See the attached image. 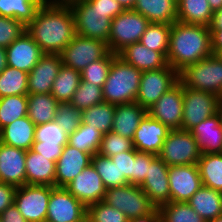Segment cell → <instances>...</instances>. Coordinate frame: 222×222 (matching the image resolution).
<instances>
[{
    "instance_id": "obj_1",
    "label": "cell",
    "mask_w": 222,
    "mask_h": 222,
    "mask_svg": "<svg viewBox=\"0 0 222 222\" xmlns=\"http://www.w3.org/2000/svg\"><path fill=\"white\" fill-rule=\"evenodd\" d=\"M26 32L44 53L60 54L75 35L74 17L65 1H45Z\"/></svg>"
},
{
    "instance_id": "obj_2",
    "label": "cell",
    "mask_w": 222,
    "mask_h": 222,
    "mask_svg": "<svg viewBox=\"0 0 222 222\" xmlns=\"http://www.w3.org/2000/svg\"><path fill=\"white\" fill-rule=\"evenodd\" d=\"M211 31L204 25L176 21L171 26L168 65L181 72L188 65L212 56Z\"/></svg>"
},
{
    "instance_id": "obj_3",
    "label": "cell",
    "mask_w": 222,
    "mask_h": 222,
    "mask_svg": "<svg viewBox=\"0 0 222 222\" xmlns=\"http://www.w3.org/2000/svg\"><path fill=\"white\" fill-rule=\"evenodd\" d=\"M142 71L116 56L102 87L104 102L121 105L136 101Z\"/></svg>"
},
{
    "instance_id": "obj_4",
    "label": "cell",
    "mask_w": 222,
    "mask_h": 222,
    "mask_svg": "<svg viewBox=\"0 0 222 222\" xmlns=\"http://www.w3.org/2000/svg\"><path fill=\"white\" fill-rule=\"evenodd\" d=\"M65 2L74 17L75 34L99 39L108 44L112 20L107 17V13L92 7L88 0H65Z\"/></svg>"
},
{
    "instance_id": "obj_5",
    "label": "cell",
    "mask_w": 222,
    "mask_h": 222,
    "mask_svg": "<svg viewBox=\"0 0 222 222\" xmlns=\"http://www.w3.org/2000/svg\"><path fill=\"white\" fill-rule=\"evenodd\" d=\"M179 81L193 90L222 95V61L215 55L188 65L179 72Z\"/></svg>"
},
{
    "instance_id": "obj_6",
    "label": "cell",
    "mask_w": 222,
    "mask_h": 222,
    "mask_svg": "<svg viewBox=\"0 0 222 222\" xmlns=\"http://www.w3.org/2000/svg\"><path fill=\"white\" fill-rule=\"evenodd\" d=\"M150 21L132 9H125L111 21L108 48L118 54L126 46L140 41Z\"/></svg>"
},
{
    "instance_id": "obj_7",
    "label": "cell",
    "mask_w": 222,
    "mask_h": 222,
    "mask_svg": "<svg viewBox=\"0 0 222 222\" xmlns=\"http://www.w3.org/2000/svg\"><path fill=\"white\" fill-rule=\"evenodd\" d=\"M202 153L197 140L187 130H170L158 156L168 165L197 164Z\"/></svg>"
},
{
    "instance_id": "obj_8",
    "label": "cell",
    "mask_w": 222,
    "mask_h": 222,
    "mask_svg": "<svg viewBox=\"0 0 222 222\" xmlns=\"http://www.w3.org/2000/svg\"><path fill=\"white\" fill-rule=\"evenodd\" d=\"M103 202L122 211L129 219L152 213L157 207L138 185L106 189Z\"/></svg>"
},
{
    "instance_id": "obj_9",
    "label": "cell",
    "mask_w": 222,
    "mask_h": 222,
    "mask_svg": "<svg viewBox=\"0 0 222 222\" xmlns=\"http://www.w3.org/2000/svg\"><path fill=\"white\" fill-rule=\"evenodd\" d=\"M109 53L110 50L106 42L75 34L60 56L65 66L82 72L91 62L102 59Z\"/></svg>"
},
{
    "instance_id": "obj_10",
    "label": "cell",
    "mask_w": 222,
    "mask_h": 222,
    "mask_svg": "<svg viewBox=\"0 0 222 222\" xmlns=\"http://www.w3.org/2000/svg\"><path fill=\"white\" fill-rule=\"evenodd\" d=\"M220 97L206 92L193 90L183 85V118L181 130L190 131L201 121L217 114Z\"/></svg>"
},
{
    "instance_id": "obj_11",
    "label": "cell",
    "mask_w": 222,
    "mask_h": 222,
    "mask_svg": "<svg viewBox=\"0 0 222 222\" xmlns=\"http://www.w3.org/2000/svg\"><path fill=\"white\" fill-rule=\"evenodd\" d=\"M54 186L29 185L17 187L14 204L27 222H42L47 217V207Z\"/></svg>"
},
{
    "instance_id": "obj_12",
    "label": "cell",
    "mask_w": 222,
    "mask_h": 222,
    "mask_svg": "<svg viewBox=\"0 0 222 222\" xmlns=\"http://www.w3.org/2000/svg\"><path fill=\"white\" fill-rule=\"evenodd\" d=\"M179 81V73L169 65L159 70L142 71L136 102L146 110Z\"/></svg>"
},
{
    "instance_id": "obj_13",
    "label": "cell",
    "mask_w": 222,
    "mask_h": 222,
    "mask_svg": "<svg viewBox=\"0 0 222 222\" xmlns=\"http://www.w3.org/2000/svg\"><path fill=\"white\" fill-rule=\"evenodd\" d=\"M87 207L65 187L51 190L46 220L49 222H86Z\"/></svg>"
},
{
    "instance_id": "obj_14",
    "label": "cell",
    "mask_w": 222,
    "mask_h": 222,
    "mask_svg": "<svg viewBox=\"0 0 222 222\" xmlns=\"http://www.w3.org/2000/svg\"><path fill=\"white\" fill-rule=\"evenodd\" d=\"M147 114L170 130L181 129L183 118V84L178 81L158 101L147 109Z\"/></svg>"
},
{
    "instance_id": "obj_15",
    "label": "cell",
    "mask_w": 222,
    "mask_h": 222,
    "mask_svg": "<svg viewBox=\"0 0 222 222\" xmlns=\"http://www.w3.org/2000/svg\"><path fill=\"white\" fill-rule=\"evenodd\" d=\"M170 201L187 202L202 186L197 164L169 166Z\"/></svg>"
},
{
    "instance_id": "obj_16",
    "label": "cell",
    "mask_w": 222,
    "mask_h": 222,
    "mask_svg": "<svg viewBox=\"0 0 222 222\" xmlns=\"http://www.w3.org/2000/svg\"><path fill=\"white\" fill-rule=\"evenodd\" d=\"M65 188L86 207L103 201L106 187L92 163L83 169Z\"/></svg>"
},
{
    "instance_id": "obj_17",
    "label": "cell",
    "mask_w": 222,
    "mask_h": 222,
    "mask_svg": "<svg viewBox=\"0 0 222 222\" xmlns=\"http://www.w3.org/2000/svg\"><path fill=\"white\" fill-rule=\"evenodd\" d=\"M168 169L169 166L157 155L148 165L146 179L140 185L157 208L170 202Z\"/></svg>"
},
{
    "instance_id": "obj_18",
    "label": "cell",
    "mask_w": 222,
    "mask_h": 222,
    "mask_svg": "<svg viewBox=\"0 0 222 222\" xmlns=\"http://www.w3.org/2000/svg\"><path fill=\"white\" fill-rule=\"evenodd\" d=\"M6 49L7 65L29 73L45 54L25 31Z\"/></svg>"
},
{
    "instance_id": "obj_19",
    "label": "cell",
    "mask_w": 222,
    "mask_h": 222,
    "mask_svg": "<svg viewBox=\"0 0 222 222\" xmlns=\"http://www.w3.org/2000/svg\"><path fill=\"white\" fill-rule=\"evenodd\" d=\"M62 63L60 54L45 53L28 73V94L51 93Z\"/></svg>"
},
{
    "instance_id": "obj_20",
    "label": "cell",
    "mask_w": 222,
    "mask_h": 222,
    "mask_svg": "<svg viewBox=\"0 0 222 222\" xmlns=\"http://www.w3.org/2000/svg\"><path fill=\"white\" fill-rule=\"evenodd\" d=\"M93 154L66 144L56 161L55 187H65L92 163Z\"/></svg>"
},
{
    "instance_id": "obj_21",
    "label": "cell",
    "mask_w": 222,
    "mask_h": 222,
    "mask_svg": "<svg viewBox=\"0 0 222 222\" xmlns=\"http://www.w3.org/2000/svg\"><path fill=\"white\" fill-rule=\"evenodd\" d=\"M169 131L164 124L146 114L132 139L134 148L138 152L158 155Z\"/></svg>"
},
{
    "instance_id": "obj_22",
    "label": "cell",
    "mask_w": 222,
    "mask_h": 222,
    "mask_svg": "<svg viewBox=\"0 0 222 222\" xmlns=\"http://www.w3.org/2000/svg\"><path fill=\"white\" fill-rule=\"evenodd\" d=\"M26 151L0 142V182L16 187L26 184Z\"/></svg>"
},
{
    "instance_id": "obj_23",
    "label": "cell",
    "mask_w": 222,
    "mask_h": 222,
    "mask_svg": "<svg viewBox=\"0 0 222 222\" xmlns=\"http://www.w3.org/2000/svg\"><path fill=\"white\" fill-rule=\"evenodd\" d=\"M117 56L141 71L159 70L168 65L161 52L149 50L140 42L126 46Z\"/></svg>"
},
{
    "instance_id": "obj_24",
    "label": "cell",
    "mask_w": 222,
    "mask_h": 222,
    "mask_svg": "<svg viewBox=\"0 0 222 222\" xmlns=\"http://www.w3.org/2000/svg\"><path fill=\"white\" fill-rule=\"evenodd\" d=\"M190 132L202 154L222 153V126L218 114L201 121Z\"/></svg>"
},
{
    "instance_id": "obj_25",
    "label": "cell",
    "mask_w": 222,
    "mask_h": 222,
    "mask_svg": "<svg viewBox=\"0 0 222 222\" xmlns=\"http://www.w3.org/2000/svg\"><path fill=\"white\" fill-rule=\"evenodd\" d=\"M26 184L55 187L56 162L34 151H26Z\"/></svg>"
},
{
    "instance_id": "obj_26",
    "label": "cell",
    "mask_w": 222,
    "mask_h": 222,
    "mask_svg": "<svg viewBox=\"0 0 222 222\" xmlns=\"http://www.w3.org/2000/svg\"><path fill=\"white\" fill-rule=\"evenodd\" d=\"M35 124L28 116L14 120L0 130V142L22 150H30L35 142Z\"/></svg>"
},
{
    "instance_id": "obj_27",
    "label": "cell",
    "mask_w": 222,
    "mask_h": 222,
    "mask_svg": "<svg viewBox=\"0 0 222 222\" xmlns=\"http://www.w3.org/2000/svg\"><path fill=\"white\" fill-rule=\"evenodd\" d=\"M147 114V110L136 101L115 105L112 132L133 139L140 121Z\"/></svg>"
},
{
    "instance_id": "obj_28",
    "label": "cell",
    "mask_w": 222,
    "mask_h": 222,
    "mask_svg": "<svg viewBox=\"0 0 222 222\" xmlns=\"http://www.w3.org/2000/svg\"><path fill=\"white\" fill-rule=\"evenodd\" d=\"M150 23L172 25L177 21V0H136L133 9Z\"/></svg>"
},
{
    "instance_id": "obj_29",
    "label": "cell",
    "mask_w": 222,
    "mask_h": 222,
    "mask_svg": "<svg viewBox=\"0 0 222 222\" xmlns=\"http://www.w3.org/2000/svg\"><path fill=\"white\" fill-rule=\"evenodd\" d=\"M187 203L206 222L222 215V192L202 185L187 201Z\"/></svg>"
},
{
    "instance_id": "obj_30",
    "label": "cell",
    "mask_w": 222,
    "mask_h": 222,
    "mask_svg": "<svg viewBox=\"0 0 222 222\" xmlns=\"http://www.w3.org/2000/svg\"><path fill=\"white\" fill-rule=\"evenodd\" d=\"M213 11L208 0H177V21L209 27Z\"/></svg>"
},
{
    "instance_id": "obj_31",
    "label": "cell",
    "mask_w": 222,
    "mask_h": 222,
    "mask_svg": "<svg viewBox=\"0 0 222 222\" xmlns=\"http://www.w3.org/2000/svg\"><path fill=\"white\" fill-rule=\"evenodd\" d=\"M28 118L35 124L54 121L59 102L48 94H28Z\"/></svg>"
},
{
    "instance_id": "obj_32",
    "label": "cell",
    "mask_w": 222,
    "mask_h": 222,
    "mask_svg": "<svg viewBox=\"0 0 222 222\" xmlns=\"http://www.w3.org/2000/svg\"><path fill=\"white\" fill-rule=\"evenodd\" d=\"M80 81L81 72L63 64L53 82L51 94L59 103L71 102Z\"/></svg>"
},
{
    "instance_id": "obj_33",
    "label": "cell",
    "mask_w": 222,
    "mask_h": 222,
    "mask_svg": "<svg viewBox=\"0 0 222 222\" xmlns=\"http://www.w3.org/2000/svg\"><path fill=\"white\" fill-rule=\"evenodd\" d=\"M197 165L202 185L222 192V153H203Z\"/></svg>"
},
{
    "instance_id": "obj_34",
    "label": "cell",
    "mask_w": 222,
    "mask_h": 222,
    "mask_svg": "<svg viewBox=\"0 0 222 222\" xmlns=\"http://www.w3.org/2000/svg\"><path fill=\"white\" fill-rule=\"evenodd\" d=\"M46 0H0V16L14 18L25 26L31 22L38 8Z\"/></svg>"
},
{
    "instance_id": "obj_35",
    "label": "cell",
    "mask_w": 222,
    "mask_h": 222,
    "mask_svg": "<svg viewBox=\"0 0 222 222\" xmlns=\"http://www.w3.org/2000/svg\"><path fill=\"white\" fill-rule=\"evenodd\" d=\"M114 113L115 105L102 102L81 111L82 123L105 134L112 131Z\"/></svg>"
},
{
    "instance_id": "obj_36",
    "label": "cell",
    "mask_w": 222,
    "mask_h": 222,
    "mask_svg": "<svg viewBox=\"0 0 222 222\" xmlns=\"http://www.w3.org/2000/svg\"><path fill=\"white\" fill-rule=\"evenodd\" d=\"M102 137L103 133L97 128L81 123L73 133L69 134L68 144L94 155L99 152Z\"/></svg>"
},
{
    "instance_id": "obj_37",
    "label": "cell",
    "mask_w": 222,
    "mask_h": 222,
    "mask_svg": "<svg viewBox=\"0 0 222 222\" xmlns=\"http://www.w3.org/2000/svg\"><path fill=\"white\" fill-rule=\"evenodd\" d=\"M13 95H28V73L7 66L0 73V98Z\"/></svg>"
},
{
    "instance_id": "obj_38",
    "label": "cell",
    "mask_w": 222,
    "mask_h": 222,
    "mask_svg": "<svg viewBox=\"0 0 222 222\" xmlns=\"http://www.w3.org/2000/svg\"><path fill=\"white\" fill-rule=\"evenodd\" d=\"M171 26L170 24L150 23L139 42L149 50L161 52L166 57L169 49Z\"/></svg>"
},
{
    "instance_id": "obj_39",
    "label": "cell",
    "mask_w": 222,
    "mask_h": 222,
    "mask_svg": "<svg viewBox=\"0 0 222 222\" xmlns=\"http://www.w3.org/2000/svg\"><path fill=\"white\" fill-rule=\"evenodd\" d=\"M92 165L100 175L106 189L129 184L125 176H120V171L117 165L112 161L111 157L102 156L99 153H96L92 157Z\"/></svg>"
},
{
    "instance_id": "obj_40",
    "label": "cell",
    "mask_w": 222,
    "mask_h": 222,
    "mask_svg": "<svg viewBox=\"0 0 222 222\" xmlns=\"http://www.w3.org/2000/svg\"><path fill=\"white\" fill-rule=\"evenodd\" d=\"M27 95H13L0 98V130L14 120L27 116Z\"/></svg>"
},
{
    "instance_id": "obj_41",
    "label": "cell",
    "mask_w": 222,
    "mask_h": 222,
    "mask_svg": "<svg viewBox=\"0 0 222 222\" xmlns=\"http://www.w3.org/2000/svg\"><path fill=\"white\" fill-rule=\"evenodd\" d=\"M161 222H206L187 202H169L158 208Z\"/></svg>"
},
{
    "instance_id": "obj_42",
    "label": "cell",
    "mask_w": 222,
    "mask_h": 222,
    "mask_svg": "<svg viewBox=\"0 0 222 222\" xmlns=\"http://www.w3.org/2000/svg\"><path fill=\"white\" fill-rule=\"evenodd\" d=\"M102 102H104L102 87L81 80L70 103L82 111Z\"/></svg>"
},
{
    "instance_id": "obj_43",
    "label": "cell",
    "mask_w": 222,
    "mask_h": 222,
    "mask_svg": "<svg viewBox=\"0 0 222 222\" xmlns=\"http://www.w3.org/2000/svg\"><path fill=\"white\" fill-rule=\"evenodd\" d=\"M117 56L110 52L106 57L91 62L81 72V80L91 83L93 86L103 87L113 59Z\"/></svg>"
},
{
    "instance_id": "obj_44",
    "label": "cell",
    "mask_w": 222,
    "mask_h": 222,
    "mask_svg": "<svg viewBox=\"0 0 222 222\" xmlns=\"http://www.w3.org/2000/svg\"><path fill=\"white\" fill-rule=\"evenodd\" d=\"M86 222H129V218L122 211L100 201L87 207Z\"/></svg>"
},
{
    "instance_id": "obj_45",
    "label": "cell",
    "mask_w": 222,
    "mask_h": 222,
    "mask_svg": "<svg viewBox=\"0 0 222 222\" xmlns=\"http://www.w3.org/2000/svg\"><path fill=\"white\" fill-rule=\"evenodd\" d=\"M69 135L55 121L35 126V141L43 144L63 145L68 143Z\"/></svg>"
},
{
    "instance_id": "obj_46",
    "label": "cell",
    "mask_w": 222,
    "mask_h": 222,
    "mask_svg": "<svg viewBox=\"0 0 222 222\" xmlns=\"http://www.w3.org/2000/svg\"><path fill=\"white\" fill-rule=\"evenodd\" d=\"M133 140L119 134L108 132L103 134L99 154L106 157H112L120 152L133 150Z\"/></svg>"
},
{
    "instance_id": "obj_47",
    "label": "cell",
    "mask_w": 222,
    "mask_h": 222,
    "mask_svg": "<svg viewBox=\"0 0 222 222\" xmlns=\"http://www.w3.org/2000/svg\"><path fill=\"white\" fill-rule=\"evenodd\" d=\"M54 121L69 135L82 123L81 111L70 102L59 103Z\"/></svg>"
},
{
    "instance_id": "obj_48",
    "label": "cell",
    "mask_w": 222,
    "mask_h": 222,
    "mask_svg": "<svg viewBox=\"0 0 222 222\" xmlns=\"http://www.w3.org/2000/svg\"><path fill=\"white\" fill-rule=\"evenodd\" d=\"M26 31V26L14 18L0 16V46L7 48Z\"/></svg>"
},
{
    "instance_id": "obj_49",
    "label": "cell",
    "mask_w": 222,
    "mask_h": 222,
    "mask_svg": "<svg viewBox=\"0 0 222 222\" xmlns=\"http://www.w3.org/2000/svg\"><path fill=\"white\" fill-rule=\"evenodd\" d=\"M138 151L136 149L120 152L111 157L117 165L120 176H125L129 184L134 185V158Z\"/></svg>"
},
{
    "instance_id": "obj_50",
    "label": "cell",
    "mask_w": 222,
    "mask_h": 222,
    "mask_svg": "<svg viewBox=\"0 0 222 222\" xmlns=\"http://www.w3.org/2000/svg\"><path fill=\"white\" fill-rule=\"evenodd\" d=\"M157 155L152 153L137 152L134 158V185L140 186L146 179L148 165Z\"/></svg>"
},
{
    "instance_id": "obj_51",
    "label": "cell",
    "mask_w": 222,
    "mask_h": 222,
    "mask_svg": "<svg viewBox=\"0 0 222 222\" xmlns=\"http://www.w3.org/2000/svg\"><path fill=\"white\" fill-rule=\"evenodd\" d=\"M63 145L43 144L41 141H35L32 144L31 150L43 155L47 159L56 162L62 154Z\"/></svg>"
},
{
    "instance_id": "obj_52",
    "label": "cell",
    "mask_w": 222,
    "mask_h": 222,
    "mask_svg": "<svg viewBox=\"0 0 222 222\" xmlns=\"http://www.w3.org/2000/svg\"><path fill=\"white\" fill-rule=\"evenodd\" d=\"M92 7L101 9L107 13V17L111 20L118 14L122 13L125 9L116 0H88Z\"/></svg>"
},
{
    "instance_id": "obj_53",
    "label": "cell",
    "mask_w": 222,
    "mask_h": 222,
    "mask_svg": "<svg viewBox=\"0 0 222 222\" xmlns=\"http://www.w3.org/2000/svg\"><path fill=\"white\" fill-rule=\"evenodd\" d=\"M16 189L14 185L0 182V215L14 203Z\"/></svg>"
},
{
    "instance_id": "obj_54",
    "label": "cell",
    "mask_w": 222,
    "mask_h": 222,
    "mask_svg": "<svg viewBox=\"0 0 222 222\" xmlns=\"http://www.w3.org/2000/svg\"><path fill=\"white\" fill-rule=\"evenodd\" d=\"M0 219L2 222H27L14 203L2 212Z\"/></svg>"
},
{
    "instance_id": "obj_55",
    "label": "cell",
    "mask_w": 222,
    "mask_h": 222,
    "mask_svg": "<svg viewBox=\"0 0 222 222\" xmlns=\"http://www.w3.org/2000/svg\"><path fill=\"white\" fill-rule=\"evenodd\" d=\"M211 49L213 55L222 50V30L211 31Z\"/></svg>"
},
{
    "instance_id": "obj_56",
    "label": "cell",
    "mask_w": 222,
    "mask_h": 222,
    "mask_svg": "<svg viewBox=\"0 0 222 222\" xmlns=\"http://www.w3.org/2000/svg\"><path fill=\"white\" fill-rule=\"evenodd\" d=\"M129 222H161L160 212L158 208H156L150 214L129 219Z\"/></svg>"
},
{
    "instance_id": "obj_57",
    "label": "cell",
    "mask_w": 222,
    "mask_h": 222,
    "mask_svg": "<svg viewBox=\"0 0 222 222\" xmlns=\"http://www.w3.org/2000/svg\"><path fill=\"white\" fill-rule=\"evenodd\" d=\"M209 29L210 31L222 30V8L213 12Z\"/></svg>"
},
{
    "instance_id": "obj_58",
    "label": "cell",
    "mask_w": 222,
    "mask_h": 222,
    "mask_svg": "<svg viewBox=\"0 0 222 222\" xmlns=\"http://www.w3.org/2000/svg\"><path fill=\"white\" fill-rule=\"evenodd\" d=\"M6 49L0 46V73L7 67Z\"/></svg>"
},
{
    "instance_id": "obj_59",
    "label": "cell",
    "mask_w": 222,
    "mask_h": 222,
    "mask_svg": "<svg viewBox=\"0 0 222 222\" xmlns=\"http://www.w3.org/2000/svg\"><path fill=\"white\" fill-rule=\"evenodd\" d=\"M208 2L213 12L222 8V0H208Z\"/></svg>"
},
{
    "instance_id": "obj_60",
    "label": "cell",
    "mask_w": 222,
    "mask_h": 222,
    "mask_svg": "<svg viewBox=\"0 0 222 222\" xmlns=\"http://www.w3.org/2000/svg\"><path fill=\"white\" fill-rule=\"evenodd\" d=\"M117 2H119L124 9H133V6L136 2V0H116Z\"/></svg>"
},
{
    "instance_id": "obj_61",
    "label": "cell",
    "mask_w": 222,
    "mask_h": 222,
    "mask_svg": "<svg viewBox=\"0 0 222 222\" xmlns=\"http://www.w3.org/2000/svg\"><path fill=\"white\" fill-rule=\"evenodd\" d=\"M217 114L220 117V123H221V126H222V101L221 100L218 104Z\"/></svg>"
},
{
    "instance_id": "obj_62",
    "label": "cell",
    "mask_w": 222,
    "mask_h": 222,
    "mask_svg": "<svg viewBox=\"0 0 222 222\" xmlns=\"http://www.w3.org/2000/svg\"><path fill=\"white\" fill-rule=\"evenodd\" d=\"M209 222H222V215L218 216L217 218H215L214 220H211Z\"/></svg>"
},
{
    "instance_id": "obj_63",
    "label": "cell",
    "mask_w": 222,
    "mask_h": 222,
    "mask_svg": "<svg viewBox=\"0 0 222 222\" xmlns=\"http://www.w3.org/2000/svg\"><path fill=\"white\" fill-rule=\"evenodd\" d=\"M215 56L222 61V50H220Z\"/></svg>"
},
{
    "instance_id": "obj_64",
    "label": "cell",
    "mask_w": 222,
    "mask_h": 222,
    "mask_svg": "<svg viewBox=\"0 0 222 222\" xmlns=\"http://www.w3.org/2000/svg\"><path fill=\"white\" fill-rule=\"evenodd\" d=\"M46 1H65V0H46Z\"/></svg>"
}]
</instances>
